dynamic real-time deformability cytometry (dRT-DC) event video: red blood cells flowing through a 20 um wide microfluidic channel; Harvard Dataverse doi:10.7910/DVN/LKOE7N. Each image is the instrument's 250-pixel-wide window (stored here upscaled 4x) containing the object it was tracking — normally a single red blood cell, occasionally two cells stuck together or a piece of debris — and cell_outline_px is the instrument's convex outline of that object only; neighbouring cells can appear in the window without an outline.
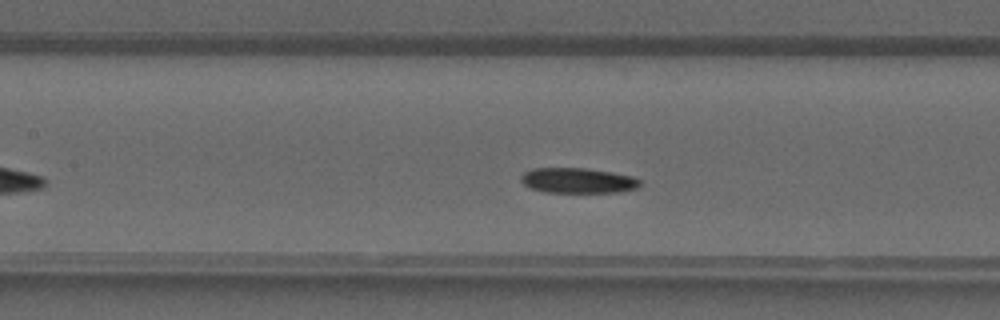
{"species": "common noctule bat (a hibernating species)", "species_latin": "Nyctalus noctula", "temperature_condition": "warm", "stored_images_in_passage": 27, "camera_frame_rate_fps": 3000, "um_per_image_px": 0.085, "animal": {"sex": "male", "forearm_length_mm": 52.5}, "frame": {"image": 1, "passage_image": 12, "time_ms": 3.667, "image_size_px": [1000, 320], "cell_outline_px": [[640, 184], [636, 188], [620, 192], [544, 192], [532, 188], [524, 184], [520, 180], [520, 176], [524, 172], [532, 168], [588, 168], [612, 172], [632, 176], [640, 180]], "centroid_in_image_um": [49.1, 15.34], "position_along_channel_um": 158.3, "area_um2": 17.51}}
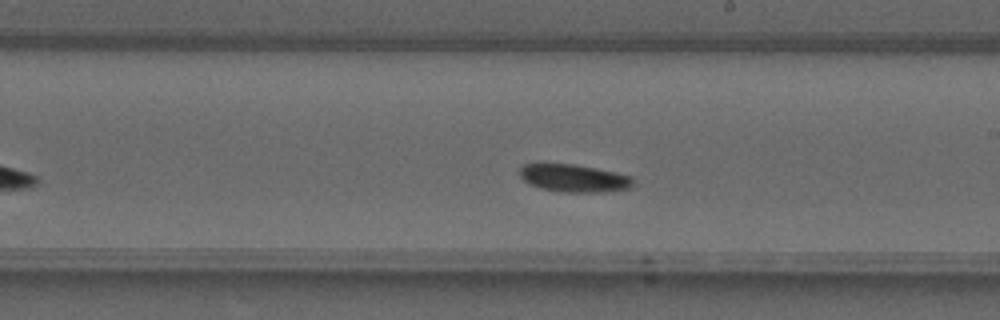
{"frame": {"image": 2, "passage_image": 17, "time_ms": 5.333, "image_size_px": [1000, 320], "cell_outline_px": [[636, 184], [632, 188], [608, 192], [560, 192], [540, 188], [524, 180], [520, 176], [520, 168], [524, 164], [576, 164], [616, 172], [632, 176], [636, 180]], "centroid_in_image_um": [48.89, 15.15], "position_along_channel_um": 240.1, "area_um2": 18.55}}
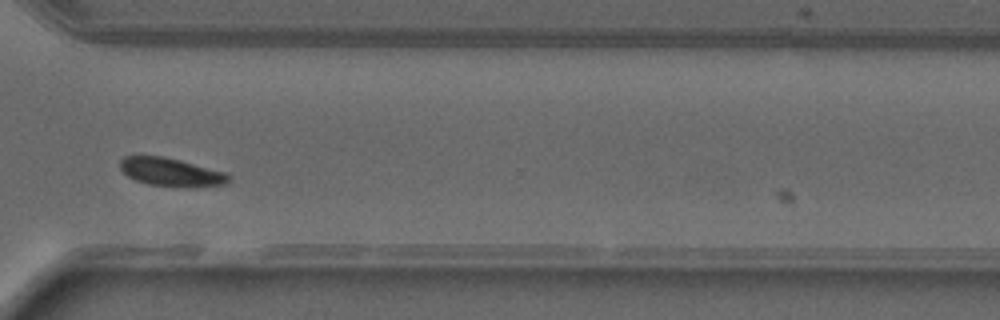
{"frame": {"image": 3, "passage_image": 24, "time_ms": 7.667, "image_size_px": [1000, 320], "cell_outline_px": [[232, 176], [228, 184], [188, 188], [184, 188], [148, 184], [136, 180], [128, 176], [120, 168], [120, 160], [124, 156], [164, 156], [180, 160], [224, 172]], "centroid_in_image_um": [14.57, 14.65], "position_along_channel_um": 356.0, "area_um2": 18.03}}